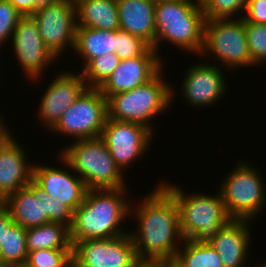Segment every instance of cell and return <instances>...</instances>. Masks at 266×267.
<instances>
[{
	"label": "cell",
	"mask_w": 266,
	"mask_h": 267,
	"mask_svg": "<svg viewBox=\"0 0 266 267\" xmlns=\"http://www.w3.org/2000/svg\"><path fill=\"white\" fill-rule=\"evenodd\" d=\"M22 15L8 1L0 0V46L12 37V33Z\"/></svg>",
	"instance_id": "cell-32"
},
{
	"label": "cell",
	"mask_w": 266,
	"mask_h": 267,
	"mask_svg": "<svg viewBox=\"0 0 266 267\" xmlns=\"http://www.w3.org/2000/svg\"><path fill=\"white\" fill-rule=\"evenodd\" d=\"M249 224L250 220L230 219L208 242L218 252L224 267H244L251 243Z\"/></svg>",
	"instance_id": "cell-18"
},
{
	"label": "cell",
	"mask_w": 266,
	"mask_h": 267,
	"mask_svg": "<svg viewBox=\"0 0 266 267\" xmlns=\"http://www.w3.org/2000/svg\"><path fill=\"white\" fill-rule=\"evenodd\" d=\"M162 73L161 70L150 81L133 90L111 95L107 99L108 118L139 123L153 132L150 120L170 107L175 95L171 84L162 79Z\"/></svg>",
	"instance_id": "cell-6"
},
{
	"label": "cell",
	"mask_w": 266,
	"mask_h": 267,
	"mask_svg": "<svg viewBox=\"0 0 266 267\" xmlns=\"http://www.w3.org/2000/svg\"><path fill=\"white\" fill-rule=\"evenodd\" d=\"M74 52L84 60V67L105 53H115V30L77 26Z\"/></svg>",
	"instance_id": "cell-23"
},
{
	"label": "cell",
	"mask_w": 266,
	"mask_h": 267,
	"mask_svg": "<svg viewBox=\"0 0 266 267\" xmlns=\"http://www.w3.org/2000/svg\"><path fill=\"white\" fill-rule=\"evenodd\" d=\"M155 50L159 41H168L182 51L201 54L205 17L196 0H165L155 5Z\"/></svg>",
	"instance_id": "cell-3"
},
{
	"label": "cell",
	"mask_w": 266,
	"mask_h": 267,
	"mask_svg": "<svg viewBox=\"0 0 266 267\" xmlns=\"http://www.w3.org/2000/svg\"><path fill=\"white\" fill-rule=\"evenodd\" d=\"M67 267H75L73 261Z\"/></svg>",
	"instance_id": "cell-44"
},
{
	"label": "cell",
	"mask_w": 266,
	"mask_h": 267,
	"mask_svg": "<svg viewBox=\"0 0 266 267\" xmlns=\"http://www.w3.org/2000/svg\"><path fill=\"white\" fill-rule=\"evenodd\" d=\"M221 62L226 70L256 65L251 59L245 32L244 19L205 20L201 55L208 53ZM229 68V69H228Z\"/></svg>",
	"instance_id": "cell-8"
},
{
	"label": "cell",
	"mask_w": 266,
	"mask_h": 267,
	"mask_svg": "<svg viewBox=\"0 0 266 267\" xmlns=\"http://www.w3.org/2000/svg\"><path fill=\"white\" fill-rule=\"evenodd\" d=\"M167 267H177L172 262H167Z\"/></svg>",
	"instance_id": "cell-41"
},
{
	"label": "cell",
	"mask_w": 266,
	"mask_h": 267,
	"mask_svg": "<svg viewBox=\"0 0 266 267\" xmlns=\"http://www.w3.org/2000/svg\"><path fill=\"white\" fill-rule=\"evenodd\" d=\"M22 16H32L34 14L33 0H8Z\"/></svg>",
	"instance_id": "cell-36"
},
{
	"label": "cell",
	"mask_w": 266,
	"mask_h": 267,
	"mask_svg": "<svg viewBox=\"0 0 266 267\" xmlns=\"http://www.w3.org/2000/svg\"><path fill=\"white\" fill-rule=\"evenodd\" d=\"M12 47L24 74L36 81L57 57L45 45L40 37L37 23L32 16H22L13 33Z\"/></svg>",
	"instance_id": "cell-13"
},
{
	"label": "cell",
	"mask_w": 266,
	"mask_h": 267,
	"mask_svg": "<svg viewBox=\"0 0 266 267\" xmlns=\"http://www.w3.org/2000/svg\"><path fill=\"white\" fill-rule=\"evenodd\" d=\"M244 13L241 17L247 22L266 24V0H249Z\"/></svg>",
	"instance_id": "cell-34"
},
{
	"label": "cell",
	"mask_w": 266,
	"mask_h": 267,
	"mask_svg": "<svg viewBox=\"0 0 266 267\" xmlns=\"http://www.w3.org/2000/svg\"><path fill=\"white\" fill-rule=\"evenodd\" d=\"M26 155L14 137L0 149V197L3 200L33 182L34 165L29 164Z\"/></svg>",
	"instance_id": "cell-19"
},
{
	"label": "cell",
	"mask_w": 266,
	"mask_h": 267,
	"mask_svg": "<svg viewBox=\"0 0 266 267\" xmlns=\"http://www.w3.org/2000/svg\"><path fill=\"white\" fill-rule=\"evenodd\" d=\"M154 133L146 126L107 118L100 138L122 171L149 149Z\"/></svg>",
	"instance_id": "cell-12"
},
{
	"label": "cell",
	"mask_w": 266,
	"mask_h": 267,
	"mask_svg": "<svg viewBox=\"0 0 266 267\" xmlns=\"http://www.w3.org/2000/svg\"><path fill=\"white\" fill-rule=\"evenodd\" d=\"M72 261V249H39L28 252L24 267H67Z\"/></svg>",
	"instance_id": "cell-29"
},
{
	"label": "cell",
	"mask_w": 266,
	"mask_h": 267,
	"mask_svg": "<svg viewBox=\"0 0 266 267\" xmlns=\"http://www.w3.org/2000/svg\"><path fill=\"white\" fill-rule=\"evenodd\" d=\"M32 17L43 42L57 58L67 47L74 50L77 29L75 3L57 0L37 9Z\"/></svg>",
	"instance_id": "cell-11"
},
{
	"label": "cell",
	"mask_w": 266,
	"mask_h": 267,
	"mask_svg": "<svg viewBox=\"0 0 266 267\" xmlns=\"http://www.w3.org/2000/svg\"><path fill=\"white\" fill-rule=\"evenodd\" d=\"M138 267H167V262H141Z\"/></svg>",
	"instance_id": "cell-39"
},
{
	"label": "cell",
	"mask_w": 266,
	"mask_h": 267,
	"mask_svg": "<svg viewBox=\"0 0 266 267\" xmlns=\"http://www.w3.org/2000/svg\"><path fill=\"white\" fill-rule=\"evenodd\" d=\"M220 67V68H219ZM216 64L192 65L182 82L183 98L191 107H205L216 102L226 92L225 74Z\"/></svg>",
	"instance_id": "cell-15"
},
{
	"label": "cell",
	"mask_w": 266,
	"mask_h": 267,
	"mask_svg": "<svg viewBox=\"0 0 266 267\" xmlns=\"http://www.w3.org/2000/svg\"><path fill=\"white\" fill-rule=\"evenodd\" d=\"M172 263L177 267H224L218 252L208 242L183 240Z\"/></svg>",
	"instance_id": "cell-25"
},
{
	"label": "cell",
	"mask_w": 266,
	"mask_h": 267,
	"mask_svg": "<svg viewBox=\"0 0 266 267\" xmlns=\"http://www.w3.org/2000/svg\"><path fill=\"white\" fill-rule=\"evenodd\" d=\"M258 267H266V262L263 263L261 266H258Z\"/></svg>",
	"instance_id": "cell-46"
},
{
	"label": "cell",
	"mask_w": 266,
	"mask_h": 267,
	"mask_svg": "<svg viewBox=\"0 0 266 267\" xmlns=\"http://www.w3.org/2000/svg\"><path fill=\"white\" fill-rule=\"evenodd\" d=\"M238 163L221 183L219 192L231 219L253 221L266 205L265 182L252 164Z\"/></svg>",
	"instance_id": "cell-7"
},
{
	"label": "cell",
	"mask_w": 266,
	"mask_h": 267,
	"mask_svg": "<svg viewBox=\"0 0 266 267\" xmlns=\"http://www.w3.org/2000/svg\"><path fill=\"white\" fill-rule=\"evenodd\" d=\"M155 5L150 0H117L119 29L143 39L154 50Z\"/></svg>",
	"instance_id": "cell-21"
},
{
	"label": "cell",
	"mask_w": 266,
	"mask_h": 267,
	"mask_svg": "<svg viewBox=\"0 0 266 267\" xmlns=\"http://www.w3.org/2000/svg\"><path fill=\"white\" fill-rule=\"evenodd\" d=\"M0 267H19V266L0 260Z\"/></svg>",
	"instance_id": "cell-40"
},
{
	"label": "cell",
	"mask_w": 266,
	"mask_h": 267,
	"mask_svg": "<svg viewBox=\"0 0 266 267\" xmlns=\"http://www.w3.org/2000/svg\"><path fill=\"white\" fill-rule=\"evenodd\" d=\"M72 259L75 267H138L141 263L130 233L75 242Z\"/></svg>",
	"instance_id": "cell-10"
},
{
	"label": "cell",
	"mask_w": 266,
	"mask_h": 267,
	"mask_svg": "<svg viewBox=\"0 0 266 267\" xmlns=\"http://www.w3.org/2000/svg\"><path fill=\"white\" fill-rule=\"evenodd\" d=\"M150 1H153V2H159V1H165V0H150Z\"/></svg>",
	"instance_id": "cell-45"
},
{
	"label": "cell",
	"mask_w": 266,
	"mask_h": 267,
	"mask_svg": "<svg viewBox=\"0 0 266 267\" xmlns=\"http://www.w3.org/2000/svg\"><path fill=\"white\" fill-rule=\"evenodd\" d=\"M66 1H69V2H72V3H75L76 4L80 0H66Z\"/></svg>",
	"instance_id": "cell-43"
},
{
	"label": "cell",
	"mask_w": 266,
	"mask_h": 267,
	"mask_svg": "<svg viewBox=\"0 0 266 267\" xmlns=\"http://www.w3.org/2000/svg\"><path fill=\"white\" fill-rule=\"evenodd\" d=\"M127 191V188L87 190L83 203L73 212L71 244L129 233L120 227L128 215L132 216V204L124 197Z\"/></svg>",
	"instance_id": "cell-2"
},
{
	"label": "cell",
	"mask_w": 266,
	"mask_h": 267,
	"mask_svg": "<svg viewBox=\"0 0 266 267\" xmlns=\"http://www.w3.org/2000/svg\"><path fill=\"white\" fill-rule=\"evenodd\" d=\"M45 197L46 215L49 222L62 223L70 228L73 221V211L58 199H53L47 193H45Z\"/></svg>",
	"instance_id": "cell-33"
},
{
	"label": "cell",
	"mask_w": 266,
	"mask_h": 267,
	"mask_svg": "<svg viewBox=\"0 0 266 267\" xmlns=\"http://www.w3.org/2000/svg\"><path fill=\"white\" fill-rule=\"evenodd\" d=\"M115 53L121 60L138 56H159V53L143 39L122 29L115 30Z\"/></svg>",
	"instance_id": "cell-28"
},
{
	"label": "cell",
	"mask_w": 266,
	"mask_h": 267,
	"mask_svg": "<svg viewBox=\"0 0 266 267\" xmlns=\"http://www.w3.org/2000/svg\"><path fill=\"white\" fill-rule=\"evenodd\" d=\"M108 118L107 99L98 88H87L51 129L75 140L98 138Z\"/></svg>",
	"instance_id": "cell-9"
},
{
	"label": "cell",
	"mask_w": 266,
	"mask_h": 267,
	"mask_svg": "<svg viewBox=\"0 0 266 267\" xmlns=\"http://www.w3.org/2000/svg\"><path fill=\"white\" fill-rule=\"evenodd\" d=\"M75 5L77 26L100 30L119 29L117 0H80Z\"/></svg>",
	"instance_id": "cell-22"
},
{
	"label": "cell",
	"mask_w": 266,
	"mask_h": 267,
	"mask_svg": "<svg viewBox=\"0 0 266 267\" xmlns=\"http://www.w3.org/2000/svg\"><path fill=\"white\" fill-rule=\"evenodd\" d=\"M160 183L174 196L178 204L180 231L184 240L209 242L231 219L219 191L216 195L198 192L186 194L175 184Z\"/></svg>",
	"instance_id": "cell-5"
},
{
	"label": "cell",
	"mask_w": 266,
	"mask_h": 267,
	"mask_svg": "<svg viewBox=\"0 0 266 267\" xmlns=\"http://www.w3.org/2000/svg\"><path fill=\"white\" fill-rule=\"evenodd\" d=\"M27 250L72 249L70 229L58 222H48L26 229Z\"/></svg>",
	"instance_id": "cell-24"
},
{
	"label": "cell",
	"mask_w": 266,
	"mask_h": 267,
	"mask_svg": "<svg viewBox=\"0 0 266 267\" xmlns=\"http://www.w3.org/2000/svg\"><path fill=\"white\" fill-rule=\"evenodd\" d=\"M14 223L8 208L3 205L0 208V244H3L6 231L9 230Z\"/></svg>",
	"instance_id": "cell-35"
},
{
	"label": "cell",
	"mask_w": 266,
	"mask_h": 267,
	"mask_svg": "<svg viewBox=\"0 0 266 267\" xmlns=\"http://www.w3.org/2000/svg\"><path fill=\"white\" fill-rule=\"evenodd\" d=\"M136 206L131 207L130 213L134 212L138 227L130 235L139 260L172 262L180 248L178 243L184 240L180 231V210L174 196L159 183Z\"/></svg>",
	"instance_id": "cell-1"
},
{
	"label": "cell",
	"mask_w": 266,
	"mask_h": 267,
	"mask_svg": "<svg viewBox=\"0 0 266 267\" xmlns=\"http://www.w3.org/2000/svg\"><path fill=\"white\" fill-rule=\"evenodd\" d=\"M4 205V200L0 197V208Z\"/></svg>",
	"instance_id": "cell-42"
},
{
	"label": "cell",
	"mask_w": 266,
	"mask_h": 267,
	"mask_svg": "<svg viewBox=\"0 0 266 267\" xmlns=\"http://www.w3.org/2000/svg\"><path fill=\"white\" fill-rule=\"evenodd\" d=\"M163 70L160 56H138L120 61L116 70L98 88L108 99L111 95L133 90Z\"/></svg>",
	"instance_id": "cell-17"
},
{
	"label": "cell",
	"mask_w": 266,
	"mask_h": 267,
	"mask_svg": "<svg viewBox=\"0 0 266 267\" xmlns=\"http://www.w3.org/2000/svg\"><path fill=\"white\" fill-rule=\"evenodd\" d=\"M251 59L257 65L266 62V24H254L244 20Z\"/></svg>",
	"instance_id": "cell-31"
},
{
	"label": "cell",
	"mask_w": 266,
	"mask_h": 267,
	"mask_svg": "<svg viewBox=\"0 0 266 267\" xmlns=\"http://www.w3.org/2000/svg\"><path fill=\"white\" fill-rule=\"evenodd\" d=\"M1 117L2 116L0 115V149L5 144H7L13 137L12 134L10 133V130L7 127H5V124H3L4 121H3V118Z\"/></svg>",
	"instance_id": "cell-37"
},
{
	"label": "cell",
	"mask_w": 266,
	"mask_h": 267,
	"mask_svg": "<svg viewBox=\"0 0 266 267\" xmlns=\"http://www.w3.org/2000/svg\"><path fill=\"white\" fill-rule=\"evenodd\" d=\"M44 165H34L33 182L43 192L58 199L74 212L83 203L88 190L84 181L61 167Z\"/></svg>",
	"instance_id": "cell-16"
},
{
	"label": "cell",
	"mask_w": 266,
	"mask_h": 267,
	"mask_svg": "<svg viewBox=\"0 0 266 267\" xmlns=\"http://www.w3.org/2000/svg\"><path fill=\"white\" fill-rule=\"evenodd\" d=\"M33 1H34V12H35L37 9L52 4L57 0H33Z\"/></svg>",
	"instance_id": "cell-38"
},
{
	"label": "cell",
	"mask_w": 266,
	"mask_h": 267,
	"mask_svg": "<svg viewBox=\"0 0 266 267\" xmlns=\"http://www.w3.org/2000/svg\"><path fill=\"white\" fill-rule=\"evenodd\" d=\"M249 0H202L205 20L234 18L245 12Z\"/></svg>",
	"instance_id": "cell-30"
},
{
	"label": "cell",
	"mask_w": 266,
	"mask_h": 267,
	"mask_svg": "<svg viewBox=\"0 0 266 267\" xmlns=\"http://www.w3.org/2000/svg\"><path fill=\"white\" fill-rule=\"evenodd\" d=\"M60 152L59 160L64 167L75 171L87 189L127 188L123 171L110 155L108 147L100 138L75 140Z\"/></svg>",
	"instance_id": "cell-4"
},
{
	"label": "cell",
	"mask_w": 266,
	"mask_h": 267,
	"mask_svg": "<svg viewBox=\"0 0 266 267\" xmlns=\"http://www.w3.org/2000/svg\"><path fill=\"white\" fill-rule=\"evenodd\" d=\"M88 88L81 73L61 72L48 85L40 100L38 116L45 128L51 130L72 105Z\"/></svg>",
	"instance_id": "cell-14"
},
{
	"label": "cell",
	"mask_w": 266,
	"mask_h": 267,
	"mask_svg": "<svg viewBox=\"0 0 266 267\" xmlns=\"http://www.w3.org/2000/svg\"><path fill=\"white\" fill-rule=\"evenodd\" d=\"M4 205L8 208L15 224L25 229L49 222L46 215V197L34 182L10 194Z\"/></svg>",
	"instance_id": "cell-20"
},
{
	"label": "cell",
	"mask_w": 266,
	"mask_h": 267,
	"mask_svg": "<svg viewBox=\"0 0 266 267\" xmlns=\"http://www.w3.org/2000/svg\"><path fill=\"white\" fill-rule=\"evenodd\" d=\"M120 61L116 53H105L92 59L81 73L88 88H99L116 70Z\"/></svg>",
	"instance_id": "cell-27"
},
{
	"label": "cell",
	"mask_w": 266,
	"mask_h": 267,
	"mask_svg": "<svg viewBox=\"0 0 266 267\" xmlns=\"http://www.w3.org/2000/svg\"><path fill=\"white\" fill-rule=\"evenodd\" d=\"M27 257L26 229L14 223L0 244V260L24 267Z\"/></svg>",
	"instance_id": "cell-26"
}]
</instances>
